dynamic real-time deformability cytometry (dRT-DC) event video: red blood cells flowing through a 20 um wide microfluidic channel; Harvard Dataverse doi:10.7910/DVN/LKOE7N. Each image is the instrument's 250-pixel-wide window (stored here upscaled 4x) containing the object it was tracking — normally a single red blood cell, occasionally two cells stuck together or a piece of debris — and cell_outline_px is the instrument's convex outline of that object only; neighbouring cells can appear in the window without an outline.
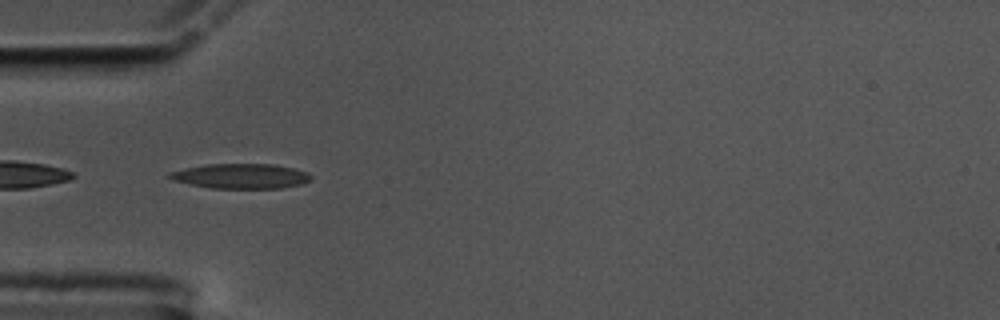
{"species": "common noctule bat (a hibernating species)", "species_latin": "Nyctalus noctula", "temperature_condition": "cold", "stored_images_in_passage": 41, "camera_frame_rate_fps": 3000, "um_per_image_px": 0.085, "animal": {"sex": "male", "body_mass_g": 17.5, "forearm_length_mm": 52.3}, "frame": {"image": 1, "passage_image": 1, "time_ms": 0.0, "image_size_px": [1000, 320], "cell_outline_px": [[312, 180], [300, 184], [280, 188], [212, 188], [172, 180], [168, 176], [168, 172], [204, 164], [276, 164], [308, 172], [312, 176]], "centroid_in_image_um": [20.49, 14.96], "position_along_channel_um": 64.5, "area_um2": 20.46}}
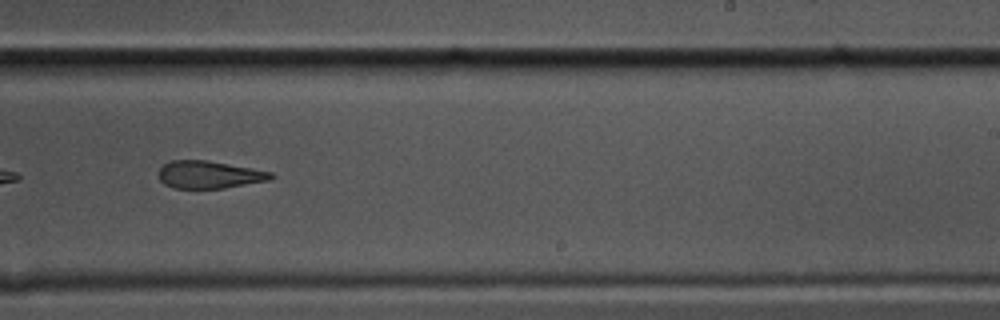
{"frame": {"image": 2, "passage_image": 19, "time_ms": 6.0, "image_size_px": [1000, 320], "cell_outline_px": [[276, 176], [272, 180], [224, 188], [172, 188], [164, 184], [160, 180], [160, 168], [164, 164], [172, 160], [208, 160], [252, 168], [272, 172]], "centroid_in_image_um": [17.83, 14.85], "position_along_channel_um": 271.2, "area_um2": 18.09}}
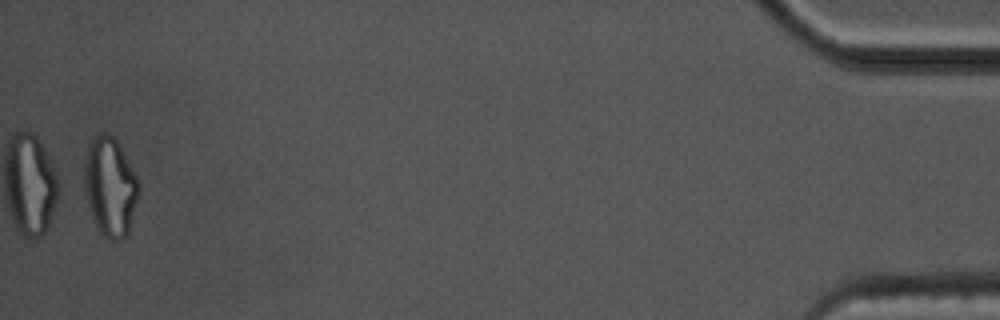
{"frame": {"image": 3, "passage_image": 40, "time_ms": 13.0, "image_size_px": [1000, 320], "cell_outline_px": [[140, 188], [128, 232], [120, 240], [108, 240], [100, 232], [92, 216], [84, 188], [84, 164], [88, 148], [92, 140], [100, 132], [104, 132], [112, 136], [116, 140], [136, 176], [140, 184]], "centroid_in_image_um": [9.35, 15.88], "position_along_channel_um": 425.8, "area_um2": 30.81}, "authors_computed_cell_mechanics": {"area_um2": 19.7098, "velocity_mm_per_s": 3.4605, "shape_relaxation_time_tau1_ms": null, "shape_relaxation_time_tau2_ms": 5.3807, "deformation_change_tau1": null, "deformation_change_tau2": 0.17}}